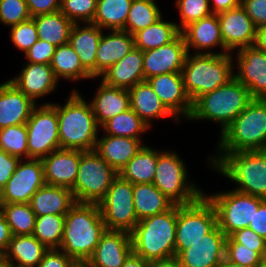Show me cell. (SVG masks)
Masks as SVG:
<instances>
[{"label":"cell","instance_id":"obj_1","mask_svg":"<svg viewBox=\"0 0 266 267\" xmlns=\"http://www.w3.org/2000/svg\"><path fill=\"white\" fill-rule=\"evenodd\" d=\"M106 230L99 204L76 202L65 215L59 249L82 267Z\"/></svg>","mask_w":266,"mask_h":267},{"label":"cell","instance_id":"obj_2","mask_svg":"<svg viewBox=\"0 0 266 267\" xmlns=\"http://www.w3.org/2000/svg\"><path fill=\"white\" fill-rule=\"evenodd\" d=\"M64 106L56 104L59 142L62 149L95 150L98 126L90 102L77 90H72Z\"/></svg>","mask_w":266,"mask_h":267},{"label":"cell","instance_id":"obj_3","mask_svg":"<svg viewBox=\"0 0 266 267\" xmlns=\"http://www.w3.org/2000/svg\"><path fill=\"white\" fill-rule=\"evenodd\" d=\"M177 205L144 218L130 232L132 250L147 261L175 256Z\"/></svg>","mask_w":266,"mask_h":267},{"label":"cell","instance_id":"obj_4","mask_svg":"<svg viewBox=\"0 0 266 267\" xmlns=\"http://www.w3.org/2000/svg\"><path fill=\"white\" fill-rule=\"evenodd\" d=\"M231 53L190 54L187 52L181 71L184 89L193 103L198 97L226 85L234 78V55Z\"/></svg>","mask_w":266,"mask_h":267},{"label":"cell","instance_id":"obj_5","mask_svg":"<svg viewBox=\"0 0 266 267\" xmlns=\"http://www.w3.org/2000/svg\"><path fill=\"white\" fill-rule=\"evenodd\" d=\"M210 156L212 168L237 184L238 192L266 199V150Z\"/></svg>","mask_w":266,"mask_h":267},{"label":"cell","instance_id":"obj_6","mask_svg":"<svg viewBox=\"0 0 266 267\" xmlns=\"http://www.w3.org/2000/svg\"><path fill=\"white\" fill-rule=\"evenodd\" d=\"M252 100L248 88L234 77L226 85L198 97L187 120L215 121L222 134Z\"/></svg>","mask_w":266,"mask_h":267},{"label":"cell","instance_id":"obj_7","mask_svg":"<svg viewBox=\"0 0 266 267\" xmlns=\"http://www.w3.org/2000/svg\"><path fill=\"white\" fill-rule=\"evenodd\" d=\"M220 135L218 154L266 150V99H253Z\"/></svg>","mask_w":266,"mask_h":267},{"label":"cell","instance_id":"obj_8","mask_svg":"<svg viewBox=\"0 0 266 267\" xmlns=\"http://www.w3.org/2000/svg\"><path fill=\"white\" fill-rule=\"evenodd\" d=\"M118 172L95 150L82 151L74 186L75 202L99 204L107 194Z\"/></svg>","mask_w":266,"mask_h":267},{"label":"cell","instance_id":"obj_9","mask_svg":"<svg viewBox=\"0 0 266 267\" xmlns=\"http://www.w3.org/2000/svg\"><path fill=\"white\" fill-rule=\"evenodd\" d=\"M186 168L177 152L168 150L158 154L153 184L175 205H188L204 194L188 181Z\"/></svg>","mask_w":266,"mask_h":267},{"label":"cell","instance_id":"obj_10","mask_svg":"<svg viewBox=\"0 0 266 267\" xmlns=\"http://www.w3.org/2000/svg\"><path fill=\"white\" fill-rule=\"evenodd\" d=\"M217 226L214 206L203 194L188 205H177L175 256L202 239Z\"/></svg>","mask_w":266,"mask_h":267},{"label":"cell","instance_id":"obj_11","mask_svg":"<svg viewBox=\"0 0 266 267\" xmlns=\"http://www.w3.org/2000/svg\"><path fill=\"white\" fill-rule=\"evenodd\" d=\"M204 195L214 206L217 226L229 237L233 232L248 228L255 212L265 200L249 194L231 191Z\"/></svg>","mask_w":266,"mask_h":267},{"label":"cell","instance_id":"obj_12","mask_svg":"<svg viewBox=\"0 0 266 267\" xmlns=\"http://www.w3.org/2000/svg\"><path fill=\"white\" fill-rule=\"evenodd\" d=\"M28 159H43L60 149L56 103L45 102L32 110L27 123Z\"/></svg>","mask_w":266,"mask_h":267},{"label":"cell","instance_id":"obj_13","mask_svg":"<svg viewBox=\"0 0 266 267\" xmlns=\"http://www.w3.org/2000/svg\"><path fill=\"white\" fill-rule=\"evenodd\" d=\"M99 207L107 230L131 232L138 223L133 202V184L119 174Z\"/></svg>","mask_w":266,"mask_h":267},{"label":"cell","instance_id":"obj_14","mask_svg":"<svg viewBox=\"0 0 266 267\" xmlns=\"http://www.w3.org/2000/svg\"><path fill=\"white\" fill-rule=\"evenodd\" d=\"M45 184L42 160L21 159L0 194V203H29L33 194Z\"/></svg>","mask_w":266,"mask_h":267},{"label":"cell","instance_id":"obj_15","mask_svg":"<svg viewBox=\"0 0 266 267\" xmlns=\"http://www.w3.org/2000/svg\"><path fill=\"white\" fill-rule=\"evenodd\" d=\"M234 77L248 88L253 99H266V52L254 45L236 52Z\"/></svg>","mask_w":266,"mask_h":267},{"label":"cell","instance_id":"obj_16","mask_svg":"<svg viewBox=\"0 0 266 267\" xmlns=\"http://www.w3.org/2000/svg\"><path fill=\"white\" fill-rule=\"evenodd\" d=\"M186 55L187 48L181 33L166 45L143 51L144 81L161 74L181 73Z\"/></svg>","mask_w":266,"mask_h":267},{"label":"cell","instance_id":"obj_17","mask_svg":"<svg viewBox=\"0 0 266 267\" xmlns=\"http://www.w3.org/2000/svg\"><path fill=\"white\" fill-rule=\"evenodd\" d=\"M226 237L216 226L177 256L181 267H218L225 258Z\"/></svg>","mask_w":266,"mask_h":267},{"label":"cell","instance_id":"obj_18","mask_svg":"<svg viewBox=\"0 0 266 267\" xmlns=\"http://www.w3.org/2000/svg\"><path fill=\"white\" fill-rule=\"evenodd\" d=\"M217 16L220 22L224 47L230 53L234 50L238 51L243 47L254 45L257 28L241 5L237 8L220 12Z\"/></svg>","mask_w":266,"mask_h":267},{"label":"cell","instance_id":"obj_19","mask_svg":"<svg viewBox=\"0 0 266 267\" xmlns=\"http://www.w3.org/2000/svg\"><path fill=\"white\" fill-rule=\"evenodd\" d=\"M164 106L178 119L189 118L192 102L186 94L181 73H166L146 80ZM180 118V119H179Z\"/></svg>","mask_w":266,"mask_h":267},{"label":"cell","instance_id":"obj_20","mask_svg":"<svg viewBox=\"0 0 266 267\" xmlns=\"http://www.w3.org/2000/svg\"><path fill=\"white\" fill-rule=\"evenodd\" d=\"M132 252L130 232L106 230L82 267H121Z\"/></svg>","mask_w":266,"mask_h":267},{"label":"cell","instance_id":"obj_21","mask_svg":"<svg viewBox=\"0 0 266 267\" xmlns=\"http://www.w3.org/2000/svg\"><path fill=\"white\" fill-rule=\"evenodd\" d=\"M180 33L184 38L187 52H190V50L194 48L198 50L194 52L196 54H214L213 51L209 49L220 46L221 51L218 52L220 55L230 53L224 47L217 14L212 13L209 16L188 24Z\"/></svg>","mask_w":266,"mask_h":267},{"label":"cell","instance_id":"obj_22","mask_svg":"<svg viewBox=\"0 0 266 267\" xmlns=\"http://www.w3.org/2000/svg\"><path fill=\"white\" fill-rule=\"evenodd\" d=\"M80 157L81 150L60 148L41 159L46 184L71 189L77 177Z\"/></svg>","mask_w":266,"mask_h":267},{"label":"cell","instance_id":"obj_23","mask_svg":"<svg viewBox=\"0 0 266 267\" xmlns=\"http://www.w3.org/2000/svg\"><path fill=\"white\" fill-rule=\"evenodd\" d=\"M36 104L9 80L0 84V129L26 124Z\"/></svg>","mask_w":266,"mask_h":267},{"label":"cell","instance_id":"obj_24","mask_svg":"<svg viewBox=\"0 0 266 267\" xmlns=\"http://www.w3.org/2000/svg\"><path fill=\"white\" fill-rule=\"evenodd\" d=\"M35 103L38 98L52 93L58 84L50 64L27 63L19 75L9 79Z\"/></svg>","mask_w":266,"mask_h":267},{"label":"cell","instance_id":"obj_25","mask_svg":"<svg viewBox=\"0 0 266 267\" xmlns=\"http://www.w3.org/2000/svg\"><path fill=\"white\" fill-rule=\"evenodd\" d=\"M102 76V77H101ZM105 84L130 89L144 81L143 51L134 47L123 59L100 75Z\"/></svg>","mask_w":266,"mask_h":267},{"label":"cell","instance_id":"obj_26","mask_svg":"<svg viewBox=\"0 0 266 267\" xmlns=\"http://www.w3.org/2000/svg\"><path fill=\"white\" fill-rule=\"evenodd\" d=\"M94 99L90 105L96 122L101 127L105 122L130 109V95L128 89L113 87L101 81Z\"/></svg>","mask_w":266,"mask_h":267},{"label":"cell","instance_id":"obj_27","mask_svg":"<svg viewBox=\"0 0 266 267\" xmlns=\"http://www.w3.org/2000/svg\"><path fill=\"white\" fill-rule=\"evenodd\" d=\"M134 48V37L124 30L101 35L96 52V78L123 59Z\"/></svg>","mask_w":266,"mask_h":267},{"label":"cell","instance_id":"obj_28","mask_svg":"<svg viewBox=\"0 0 266 267\" xmlns=\"http://www.w3.org/2000/svg\"><path fill=\"white\" fill-rule=\"evenodd\" d=\"M85 25L82 27L79 23H74L68 44L79 56L82 66L96 78V52L104 32L95 24L85 23Z\"/></svg>","mask_w":266,"mask_h":267},{"label":"cell","instance_id":"obj_29","mask_svg":"<svg viewBox=\"0 0 266 267\" xmlns=\"http://www.w3.org/2000/svg\"><path fill=\"white\" fill-rule=\"evenodd\" d=\"M103 135L98 137L95 151L118 173L144 145L136 138Z\"/></svg>","mask_w":266,"mask_h":267},{"label":"cell","instance_id":"obj_30","mask_svg":"<svg viewBox=\"0 0 266 267\" xmlns=\"http://www.w3.org/2000/svg\"><path fill=\"white\" fill-rule=\"evenodd\" d=\"M130 108L151 127L152 119L171 117L180 122L161 102L147 81L137 83L128 89Z\"/></svg>","mask_w":266,"mask_h":267},{"label":"cell","instance_id":"obj_31","mask_svg":"<svg viewBox=\"0 0 266 267\" xmlns=\"http://www.w3.org/2000/svg\"><path fill=\"white\" fill-rule=\"evenodd\" d=\"M75 203L71 189L47 184L38 189L29 202L36 216L46 214L65 216Z\"/></svg>","mask_w":266,"mask_h":267},{"label":"cell","instance_id":"obj_32","mask_svg":"<svg viewBox=\"0 0 266 267\" xmlns=\"http://www.w3.org/2000/svg\"><path fill=\"white\" fill-rule=\"evenodd\" d=\"M47 250L34 235H17L3 257L14 267H37Z\"/></svg>","mask_w":266,"mask_h":267},{"label":"cell","instance_id":"obj_33","mask_svg":"<svg viewBox=\"0 0 266 267\" xmlns=\"http://www.w3.org/2000/svg\"><path fill=\"white\" fill-rule=\"evenodd\" d=\"M133 202L138 221L168 211L175 205L153 183L133 184Z\"/></svg>","mask_w":266,"mask_h":267},{"label":"cell","instance_id":"obj_34","mask_svg":"<svg viewBox=\"0 0 266 267\" xmlns=\"http://www.w3.org/2000/svg\"><path fill=\"white\" fill-rule=\"evenodd\" d=\"M160 152L143 145L118 174L132 184L153 183Z\"/></svg>","mask_w":266,"mask_h":267},{"label":"cell","instance_id":"obj_35","mask_svg":"<svg viewBox=\"0 0 266 267\" xmlns=\"http://www.w3.org/2000/svg\"><path fill=\"white\" fill-rule=\"evenodd\" d=\"M37 28L38 39L55 47L68 43L74 25L60 10L32 18Z\"/></svg>","mask_w":266,"mask_h":267},{"label":"cell","instance_id":"obj_36","mask_svg":"<svg viewBox=\"0 0 266 267\" xmlns=\"http://www.w3.org/2000/svg\"><path fill=\"white\" fill-rule=\"evenodd\" d=\"M180 34L176 22L164 21L163 16L147 28L133 34L134 47L148 51L166 45Z\"/></svg>","mask_w":266,"mask_h":267},{"label":"cell","instance_id":"obj_37","mask_svg":"<svg viewBox=\"0 0 266 267\" xmlns=\"http://www.w3.org/2000/svg\"><path fill=\"white\" fill-rule=\"evenodd\" d=\"M50 66L58 81L62 78L73 80L74 82L79 79L94 78L82 66L79 56L68 43L56 47Z\"/></svg>","mask_w":266,"mask_h":267},{"label":"cell","instance_id":"obj_38","mask_svg":"<svg viewBox=\"0 0 266 267\" xmlns=\"http://www.w3.org/2000/svg\"><path fill=\"white\" fill-rule=\"evenodd\" d=\"M133 0H97V10L92 24L101 29L123 30Z\"/></svg>","mask_w":266,"mask_h":267},{"label":"cell","instance_id":"obj_39","mask_svg":"<svg viewBox=\"0 0 266 267\" xmlns=\"http://www.w3.org/2000/svg\"><path fill=\"white\" fill-rule=\"evenodd\" d=\"M0 212L4 215L13 236L33 235L36 214L29 203H0Z\"/></svg>","mask_w":266,"mask_h":267},{"label":"cell","instance_id":"obj_40","mask_svg":"<svg viewBox=\"0 0 266 267\" xmlns=\"http://www.w3.org/2000/svg\"><path fill=\"white\" fill-rule=\"evenodd\" d=\"M150 127L130 108L105 122L100 129L105 135L131 137L141 140Z\"/></svg>","mask_w":266,"mask_h":267},{"label":"cell","instance_id":"obj_41","mask_svg":"<svg viewBox=\"0 0 266 267\" xmlns=\"http://www.w3.org/2000/svg\"><path fill=\"white\" fill-rule=\"evenodd\" d=\"M155 2V0H133L123 30L133 35L158 21L162 14Z\"/></svg>","mask_w":266,"mask_h":267},{"label":"cell","instance_id":"obj_42","mask_svg":"<svg viewBox=\"0 0 266 267\" xmlns=\"http://www.w3.org/2000/svg\"><path fill=\"white\" fill-rule=\"evenodd\" d=\"M65 223L64 215L36 216L33 235L48 249H59Z\"/></svg>","mask_w":266,"mask_h":267},{"label":"cell","instance_id":"obj_43","mask_svg":"<svg viewBox=\"0 0 266 267\" xmlns=\"http://www.w3.org/2000/svg\"><path fill=\"white\" fill-rule=\"evenodd\" d=\"M26 124L0 129V149L20 159H28Z\"/></svg>","mask_w":266,"mask_h":267},{"label":"cell","instance_id":"obj_44","mask_svg":"<svg viewBox=\"0 0 266 267\" xmlns=\"http://www.w3.org/2000/svg\"><path fill=\"white\" fill-rule=\"evenodd\" d=\"M97 0H62L60 11L73 23H92Z\"/></svg>","mask_w":266,"mask_h":267},{"label":"cell","instance_id":"obj_45","mask_svg":"<svg viewBox=\"0 0 266 267\" xmlns=\"http://www.w3.org/2000/svg\"><path fill=\"white\" fill-rule=\"evenodd\" d=\"M181 21L176 23L181 31L188 24L212 14L209 0H176Z\"/></svg>","mask_w":266,"mask_h":267},{"label":"cell","instance_id":"obj_46","mask_svg":"<svg viewBox=\"0 0 266 267\" xmlns=\"http://www.w3.org/2000/svg\"><path fill=\"white\" fill-rule=\"evenodd\" d=\"M225 258L233 263L245 267H257L262 256L255 251V248H248L236 243L230 236L225 241Z\"/></svg>","mask_w":266,"mask_h":267},{"label":"cell","instance_id":"obj_47","mask_svg":"<svg viewBox=\"0 0 266 267\" xmlns=\"http://www.w3.org/2000/svg\"><path fill=\"white\" fill-rule=\"evenodd\" d=\"M31 18L26 0H0V22L14 26Z\"/></svg>","mask_w":266,"mask_h":267},{"label":"cell","instance_id":"obj_48","mask_svg":"<svg viewBox=\"0 0 266 267\" xmlns=\"http://www.w3.org/2000/svg\"><path fill=\"white\" fill-rule=\"evenodd\" d=\"M10 35L12 43L23 53L38 41L37 28L32 18L11 26Z\"/></svg>","mask_w":266,"mask_h":267},{"label":"cell","instance_id":"obj_49","mask_svg":"<svg viewBox=\"0 0 266 267\" xmlns=\"http://www.w3.org/2000/svg\"><path fill=\"white\" fill-rule=\"evenodd\" d=\"M230 237L239 244L248 248H255L262 257H266V239L255 233L252 229L243 228L233 232Z\"/></svg>","mask_w":266,"mask_h":267},{"label":"cell","instance_id":"obj_50","mask_svg":"<svg viewBox=\"0 0 266 267\" xmlns=\"http://www.w3.org/2000/svg\"><path fill=\"white\" fill-rule=\"evenodd\" d=\"M56 47L44 40L38 41L25 53L29 63L50 64Z\"/></svg>","mask_w":266,"mask_h":267},{"label":"cell","instance_id":"obj_51","mask_svg":"<svg viewBox=\"0 0 266 267\" xmlns=\"http://www.w3.org/2000/svg\"><path fill=\"white\" fill-rule=\"evenodd\" d=\"M37 267H80L60 249H48Z\"/></svg>","mask_w":266,"mask_h":267},{"label":"cell","instance_id":"obj_52","mask_svg":"<svg viewBox=\"0 0 266 267\" xmlns=\"http://www.w3.org/2000/svg\"><path fill=\"white\" fill-rule=\"evenodd\" d=\"M241 6L256 28L266 25V0H241Z\"/></svg>","mask_w":266,"mask_h":267},{"label":"cell","instance_id":"obj_53","mask_svg":"<svg viewBox=\"0 0 266 267\" xmlns=\"http://www.w3.org/2000/svg\"><path fill=\"white\" fill-rule=\"evenodd\" d=\"M20 158L0 149V194L17 168Z\"/></svg>","mask_w":266,"mask_h":267},{"label":"cell","instance_id":"obj_54","mask_svg":"<svg viewBox=\"0 0 266 267\" xmlns=\"http://www.w3.org/2000/svg\"><path fill=\"white\" fill-rule=\"evenodd\" d=\"M31 18L38 15L57 12L61 8L62 0H26Z\"/></svg>","mask_w":266,"mask_h":267},{"label":"cell","instance_id":"obj_55","mask_svg":"<svg viewBox=\"0 0 266 267\" xmlns=\"http://www.w3.org/2000/svg\"><path fill=\"white\" fill-rule=\"evenodd\" d=\"M249 228L255 233L266 239V199L260 204L255 212L253 220L249 224Z\"/></svg>","mask_w":266,"mask_h":267},{"label":"cell","instance_id":"obj_56","mask_svg":"<svg viewBox=\"0 0 266 267\" xmlns=\"http://www.w3.org/2000/svg\"><path fill=\"white\" fill-rule=\"evenodd\" d=\"M12 233L4 215L0 212V257H3L12 239Z\"/></svg>","mask_w":266,"mask_h":267},{"label":"cell","instance_id":"obj_57","mask_svg":"<svg viewBox=\"0 0 266 267\" xmlns=\"http://www.w3.org/2000/svg\"><path fill=\"white\" fill-rule=\"evenodd\" d=\"M211 2L213 6L211 7ZM209 5L211 12L213 14H218L223 11H228L237 8L241 5V0H209Z\"/></svg>","mask_w":266,"mask_h":267},{"label":"cell","instance_id":"obj_58","mask_svg":"<svg viewBox=\"0 0 266 267\" xmlns=\"http://www.w3.org/2000/svg\"><path fill=\"white\" fill-rule=\"evenodd\" d=\"M148 267H181L177 256L149 261Z\"/></svg>","mask_w":266,"mask_h":267},{"label":"cell","instance_id":"obj_59","mask_svg":"<svg viewBox=\"0 0 266 267\" xmlns=\"http://www.w3.org/2000/svg\"><path fill=\"white\" fill-rule=\"evenodd\" d=\"M148 264L149 261L132 252L121 267H148Z\"/></svg>","mask_w":266,"mask_h":267},{"label":"cell","instance_id":"obj_60","mask_svg":"<svg viewBox=\"0 0 266 267\" xmlns=\"http://www.w3.org/2000/svg\"><path fill=\"white\" fill-rule=\"evenodd\" d=\"M254 46L263 52H266V25L256 29Z\"/></svg>","mask_w":266,"mask_h":267},{"label":"cell","instance_id":"obj_61","mask_svg":"<svg viewBox=\"0 0 266 267\" xmlns=\"http://www.w3.org/2000/svg\"><path fill=\"white\" fill-rule=\"evenodd\" d=\"M218 267H245V266H241L239 264L233 263L227 260L226 258H224V260L221 262V264Z\"/></svg>","mask_w":266,"mask_h":267},{"label":"cell","instance_id":"obj_62","mask_svg":"<svg viewBox=\"0 0 266 267\" xmlns=\"http://www.w3.org/2000/svg\"><path fill=\"white\" fill-rule=\"evenodd\" d=\"M0 267H14L8 260L4 257L0 258Z\"/></svg>","mask_w":266,"mask_h":267},{"label":"cell","instance_id":"obj_63","mask_svg":"<svg viewBox=\"0 0 266 267\" xmlns=\"http://www.w3.org/2000/svg\"><path fill=\"white\" fill-rule=\"evenodd\" d=\"M257 267H266V257H263L260 264Z\"/></svg>","mask_w":266,"mask_h":267}]
</instances>
